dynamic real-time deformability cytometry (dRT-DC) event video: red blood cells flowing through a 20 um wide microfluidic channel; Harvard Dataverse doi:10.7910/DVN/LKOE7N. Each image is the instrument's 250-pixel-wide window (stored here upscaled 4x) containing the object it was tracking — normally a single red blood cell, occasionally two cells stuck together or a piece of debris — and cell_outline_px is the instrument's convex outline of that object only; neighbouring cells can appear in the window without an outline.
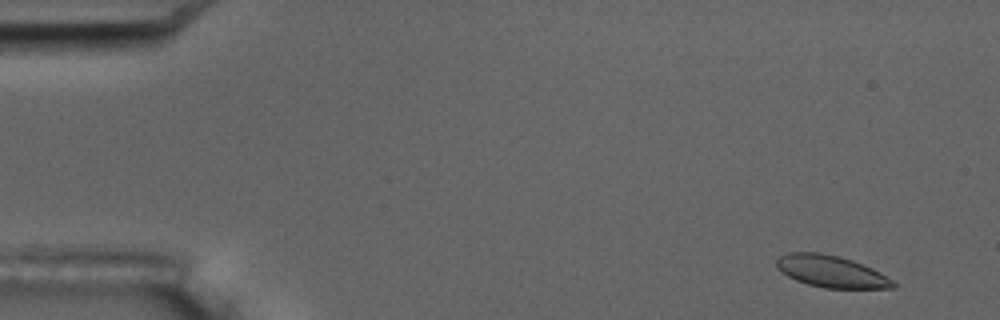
{"species": "common noctule bat (a hibernating species)", "species_latin": "Nyctalus noctula", "temperature_condition": "room temperature", "stored_images_in_passage": 10, "camera_frame_rate_fps": 3000, "um_per_image_px": 0.085, "animal": {"sex": "male", "body_mass_g": 17.5, "forearm_length_mm": 52.3}, "frame": {"image": 1, "passage_image": 1, "time_ms": 0.0, "image_size_px": [1000, 320], "cell_outline_px": [[896, 288], [824, 288], [808, 284], [796, 280], [788, 276], [776, 268], [776, 260], [780, 256], [788, 252], [820, 252], [840, 256], [852, 260], [872, 268], [880, 272], [892, 280], [896, 284]], "centroid_in_image_um": [70.64, 23.06], "position_along_channel_um": 14.4, "area_um2": 21.68}}
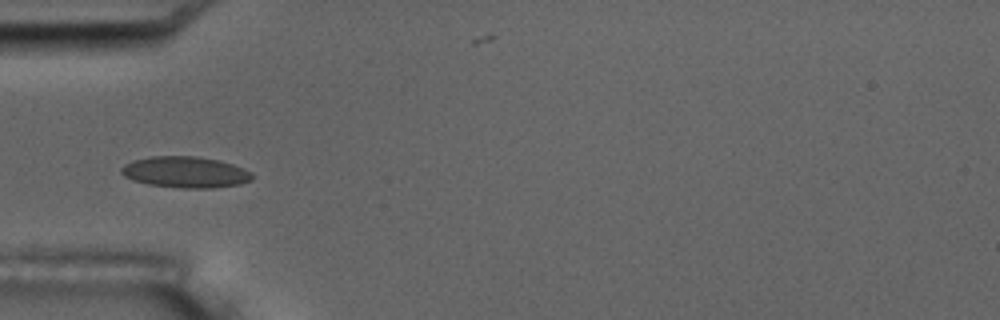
{"frame": {"image": 2, "passage_image": 5, "time_ms": 4.667, "image_size_px": [1000, 320], "cell_outline_px": [[252, 180], [240, 184], [212, 188], [184, 188], [148, 184], [132, 180], [124, 176], [120, 172], [120, 168], [124, 164], [132, 160], [152, 156], [196, 156], [220, 160], [244, 168], [252, 172]], "centroid_in_image_um": [15.75, 14.62], "position_along_channel_um": 69.3, "area_um2": 23.93}}
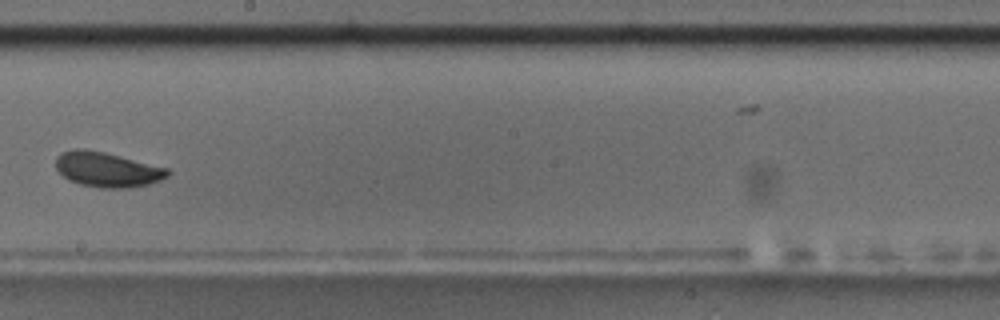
{"frame": {"image": 3, "passage_image": 9, "time_ms": 9.333, "image_size_px": [1000, 320], "cell_outline_px": [[172, 172], [168, 176], [160, 180], [148, 184], [128, 188], [100, 188], [80, 184], [68, 180], [56, 168], [56, 156], [60, 152], [76, 148], [88, 148], [168, 168]], "centroid_in_image_um": [9.1, 14.4], "position_along_channel_um": 239.1, "area_um2": 22.89}}